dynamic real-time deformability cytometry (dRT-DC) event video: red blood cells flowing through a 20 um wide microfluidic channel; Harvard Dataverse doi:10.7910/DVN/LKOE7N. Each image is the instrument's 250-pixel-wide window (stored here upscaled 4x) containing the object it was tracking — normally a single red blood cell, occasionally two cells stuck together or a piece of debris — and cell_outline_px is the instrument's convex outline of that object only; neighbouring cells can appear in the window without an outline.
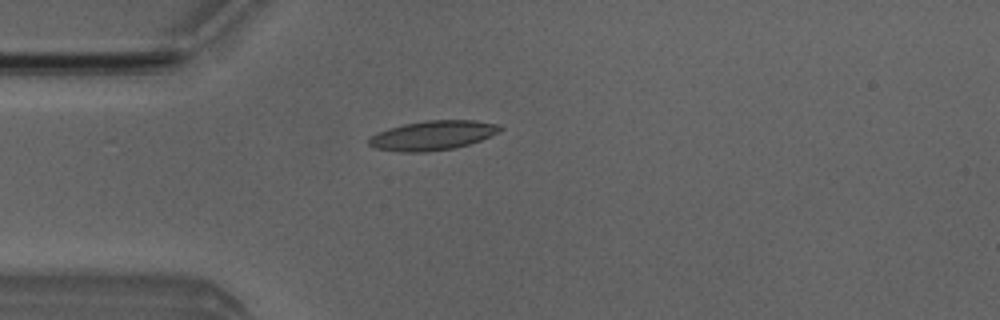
{"species": "Egyptian fruit bat (a non-hibernating species)", "species_latin": "Rousettus aegyptiacus", "temperature_condition": "room temperature", "stored_images_in_passage": 4, "camera_frame_rate_fps": 3000, "um_per_image_px": 0.085, "animal": {"sex": "male"}, "frame": {"image": 1, "passage_image": 3, "time_ms": 3.333, "image_size_px": [1000, 320], "cell_outline_px": [[504, 128], [500, 132], [480, 140], [468, 144], [452, 148], [424, 152], [400, 152], [376, 148], [368, 144], [368, 140], [372, 136], [388, 128], [404, 124], [424, 120], [476, 120], [500, 124]], "centroid_in_image_um": [36.82, 11.49], "position_along_channel_um": 48.2, "area_um2": 22.43}}